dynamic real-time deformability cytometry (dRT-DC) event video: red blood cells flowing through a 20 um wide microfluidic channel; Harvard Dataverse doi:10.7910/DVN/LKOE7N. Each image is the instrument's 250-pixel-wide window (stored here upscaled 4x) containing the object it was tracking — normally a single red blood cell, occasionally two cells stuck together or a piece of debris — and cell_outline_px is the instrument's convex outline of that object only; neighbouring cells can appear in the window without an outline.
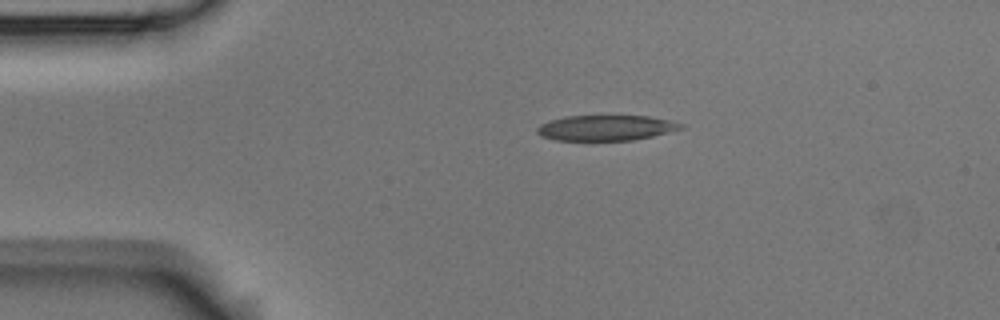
{"species": "Egyptian fruit bat (a non-hibernating species)", "species_latin": "Rousettus aegyptiacus", "temperature_condition": "room temperature", "stored_images_in_passage": 5, "camera_frame_rate_fps": 3000, "um_per_image_px": 0.085, "animal": {"sex": "male"}, "frame": {"image": 1, "passage_image": 5, "time_ms": 1.333, "image_size_px": [1000, 320], "cell_outline_px": [[684, 128], [652, 136], [632, 140], [556, 140], [540, 136], [536, 132], [536, 128], [540, 124], [564, 116], [648, 116], [684, 124]], "centroid_in_image_um": [51.46, 10.87], "position_along_channel_um": 33.5, "area_um2": 21.1}}